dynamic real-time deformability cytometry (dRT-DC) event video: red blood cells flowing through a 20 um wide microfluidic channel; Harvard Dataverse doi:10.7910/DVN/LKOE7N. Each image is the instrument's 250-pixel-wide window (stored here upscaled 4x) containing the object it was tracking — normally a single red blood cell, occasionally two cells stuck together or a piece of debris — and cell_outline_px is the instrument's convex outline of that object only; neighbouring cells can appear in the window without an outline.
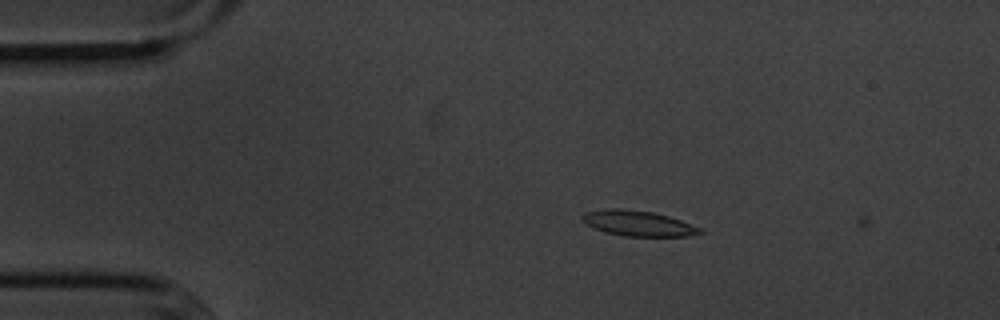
{"species": "common noctule bat (a hibernating species)", "species_latin": "Nyctalus noctula", "temperature_condition": "cold", "stored_images_in_passage": 5, "camera_frame_rate_fps": 3000, "um_per_image_px": 0.085, "animal": {"sex": "male", "body_mass_g": 20.1, "forearm_length_mm": 53.5}, "frame": {"image": 1, "passage_image": 4, "time_ms": 1.0, "image_size_px": [1000, 320], "cell_outline_px": [[704, 232], [688, 236], [624, 236], [604, 232], [588, 224], [580, 216], [584, 212], [604, 208], [620, 208], [652, 212], [668, 216], [680, 220], [700, 228]], "centroid_in_image_um": [54.21, 18.97], "position_along_channel_um": 30.8, "area_um2": 17.28}}